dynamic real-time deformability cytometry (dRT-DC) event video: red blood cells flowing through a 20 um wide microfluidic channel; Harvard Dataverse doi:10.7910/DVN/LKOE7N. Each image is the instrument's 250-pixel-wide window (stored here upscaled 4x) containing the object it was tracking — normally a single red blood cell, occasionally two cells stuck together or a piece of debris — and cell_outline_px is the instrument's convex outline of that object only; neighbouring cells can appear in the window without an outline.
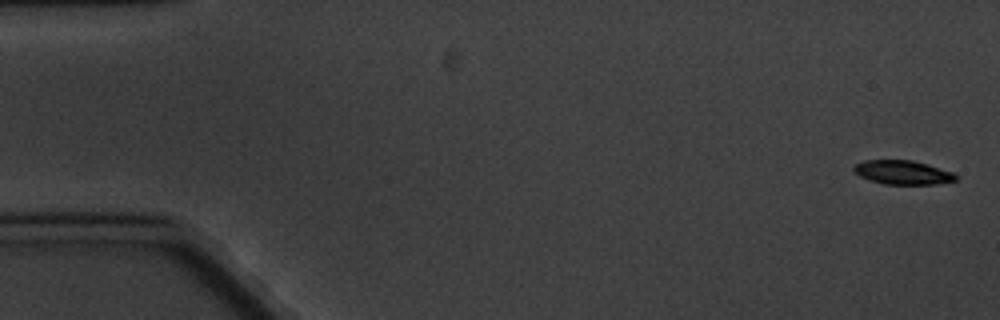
{"species": "common noctule bat (a hibernating species)", "species_latin": "Nyctalus noctula", "temperature_condition": "cold", "stored_images_in_passage": 7, "camera_frame_rate_fps": 3000, "um_per_image_px": 0.085, "animal": {"sex": "male", "body_mass_g": 20.1, "forearm_length_mm": 53.5}, "frame": {"image": 1, "passage_image": 1, "time_ms": 0.0, "image_size_px": [1000, 320], "cell_outline_px": [[956, 180], [936, 184], [884, 184], [868, 180], [860, 176], [852, 168], [856, 164], [864, 160], [912, 160], [928, 164], [952, 172], [956, 176]], "centroid_in_image_um": [76.71, 14.65], "position_along_channel_um": 8.3, "area_um2": 14.16}}
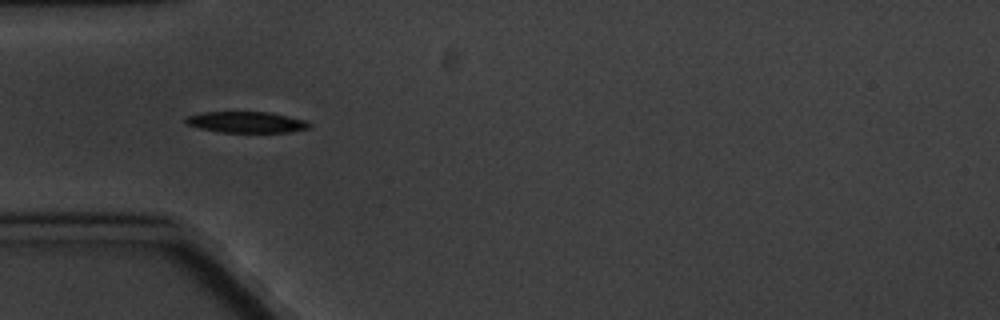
{"frame": {"image": 2, "passage_image": 5, "time_ms": 5.667, "image_size_px": [1000, 320], "cell_outline_px": [[312, 128], [288, 132], [220, 132], [200, 128], [188, 124], [184, 120], [184, 116], [204, 112], [268, 112], [288, 116], [304, 120], [312, 124]], "centroid_in_image_um": [20.95, 10.38], "position_along_channel_um": 64.0, "area_um2": 15.2}}